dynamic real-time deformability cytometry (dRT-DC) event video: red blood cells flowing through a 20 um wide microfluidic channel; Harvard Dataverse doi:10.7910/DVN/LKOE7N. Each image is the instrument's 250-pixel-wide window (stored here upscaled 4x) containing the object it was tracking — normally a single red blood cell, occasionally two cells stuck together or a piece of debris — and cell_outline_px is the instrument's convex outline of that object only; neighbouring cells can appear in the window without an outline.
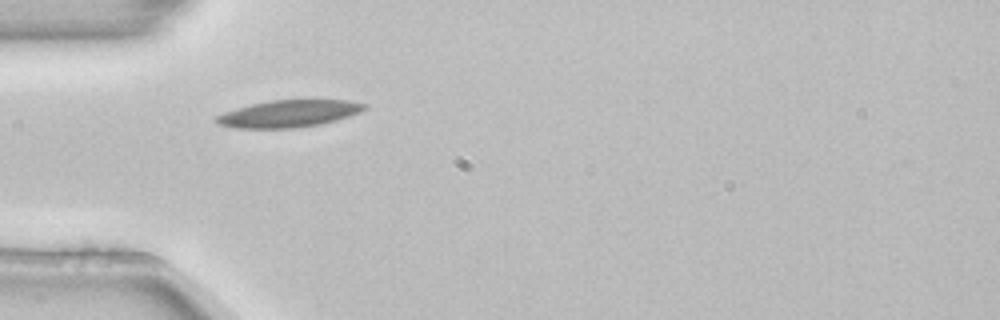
{"species": "common noctule bat (a hibernating species)", "species_latin": "Nyctalus noctula", "temperature_condition": "room temperature", "stored_images_in_passage": 3, "camera_frame_rate_fps": 3000, "um_per_image_px": 0.085, "animal": {"sex": "female", "body_mass_g": 22.7, "forearm_length_mm": 54.2}, "frame": {"image": 1, "passage_image": 2, "time_ms": 0.333, "image_size_px": [1000, 320], "cell_outline_px": [[368, 108], [360, 112], [336, 120], [320, 124], [296, 128], [236, 128], [216, 124], [212, 120], [216, 116], [224, 112], [236, 108], [268, 100], [304, 96], [312, 96], [348, 100], [368, 104]], "centroid_in_image_um": [24.61, 9.59], "position_along_channel_um": 60.4, "area_um2": 24.8}}